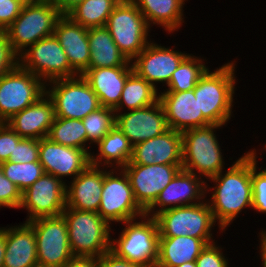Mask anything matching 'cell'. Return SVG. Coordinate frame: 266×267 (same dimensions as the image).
I'll list each match as a JSON object with an SVG mask.
<instances>
[{"label":"cell","instance_id":"49","mask_svg":"<svg viewBox=\"0 0 266 267\" xmlns=\"http://www.w3.org/2000/svg\"><path fill=\"white\" fill-rule=\"evenodd\" d=\"M23 6L38 4L44 0H16Z\"/></svg>","mask_w":266,"mask_h":267},{"label":"cell","instance_id":"9","mask_svg":"<svg viewBox=\"0 0 266 267\" xmlns=\"http://www.w3.org/2000/svg\"><path fill=\"white\" fill-rule=\"evenodd\" d=\"M49 83V84H48ZM46 83V94L54 103L55 117L82 120L101 107L99 99L82 75ZM51 83V84H50Z\"/></svg>","mask_w":266,"mask_h":267},{"label":"cell","instance_id":"36","mask_svg":"<svg viewBox=\"0 0 266 267\" xmlns=\"http://www.w3.org/2000/svg\"><path fill=\"white\" fill-rule=\"evenodd\" d=\"M82 122L87 132V143L97 144L115 126V111L101 106L83 118Z\"/></svg>","mask_w":266,"mask_h":267},{"label":"cell","instance_id":"45","mask_svg":"<svg viewBox=\"0 0 266 267\" xmlns=\"http://www.w3.org/2000/svg\"><path fill=\"white\" fill-rule=\"evenodd\" d=\"M63 267H98V258L73 256Z\"/></svg>","mask_w":266,"mask_h":267},{"label":"cell","instance_id":"44","mask_svg":"<svg viewBox=\"0 0 266 267\" xmlns=\"http://www.w3.org/2000/svg\"><path fill=\"white\" fill-rule=\"evenodd\" d=\"M98 267H142L108 251L98 258Z\"/></svg>","mask_w":266,"mask_h":267},{"label":"cell","instance_id":"34","mask_svg":"<svg viewBox=\"0 0 266 267\" xmlns=\"http://www.w3.org/2000/svg\"><path fill=\"white\" fill-rule=\"evenodd\" d=\"M188 54L173 72L168 88L164 92H184L194 89L200 77L208 67L204 59ZM204 63V64H203Z\"/></svg>","mask_w":266,"mask_h":267},{"label":"cell","instance_id":"11","mask_svg":"<svg viewBox=\"0 0 266 267\" xmlns=\"http://www.w3.org/2000/svg\"><path fill=\"white\" fill-rule=\"evenodd\" d=\"M105 170L103 190L98 214L109 224L124 223L145 215V211L136 202L129 178L121 168L120 173ZM117 174V175H116Z\"/></svg>","mask_w":266,"mask_h":267},{"label":"cell","instance_id":"35","mask_svg":"<svg viewBox=\"0 0 266 267\" xmlns=\"http://www.w3.org/2000/svg\"><path fill=\"white\" fill-rule=\"evenodd\" d=\"M0 167L4 176L13 182L22 192L45 173L39 161L31 163L5 161L0 164Z\"/></svg>","mask_w":266,"mask_h":267},{"label":"cell","instance_id":"14","mask_svg":"<svg viewBox=\"0 0 266 267\" xmlns=\"http://www.w3.org/2000/svg\"><path fill=\"white\" fill-rule=\"evenodd\" d=\"M67 183L54 175L44 173L22 192L20 208L26 209L25 222L41 217L60 216L66 208Z\"/></svg>","mask_w":266,"mask_h":267},{"label":"cell","instance_id":"28","mask_svg":"<svg viewBox=\"0 0 266 267\" xmlns=\"http://www.w3.org/2000/svg\"><path fill=\"white\" fill-rule=\"evenodd\" d=\"M89 68L132 66L115 44L106 26L88 29Z\"/></svg>","mask_w":266,"mask_h":267},{"label":"cell","instance_id":"39","mask_svg":"<svg viewBox=\"0 0 266 267\" xmlns=\"http://www.w3.org/2000/svg\"><path fill=\"white\" fill-rule=\"evenodd\" d=\"M22 200V191L7 177L4 176L0 167V208H14L20 207Z\"/></svg>","mask_w":266,"mask_h":267},{"label":"cell","instance_id":"15","mask_svg":"<svg viewBox=\"0 0 266 267\" xmlns=\"http://www.w3.org/2000/svg\"><path fill=\"white\" fill-rule=\"evenodd\" d=\"M122 169L129 178L136 202L146 211L182 169V165L127 164Z\"/></svg>","mask_w":266,"mask_h":267},{"label":"cell","instance_id":"13","mask_svg":"<svg viewBox=\"0 0 266 267\" xmlns=\"http://www.w3.org/2000/svg\"><path fill=\"white\" fill-rule=\"evenodd\" d=\"M27 223L36 236L38 267H63L73 257L62 215L41 217Z\"/></svg>","mask_w":266,"mask_h":267},{"label":"cell","instance_id":"16","mask_svg":"<svg viewBox=\"0 0 266 267\" xmlns=\"http://www.w3.org/2000/svg\"><path fill=\"white\" fill-rule=\"evenodd\" d=\"M206 184L198 175L181 169L145 211V215L155 217L168 209L201 203L206 193L211 191Z\"/></svg>","mask_w":266,"mask_h":267},{"label":"cell","instance_id":"46","mask_svg":"<svg viewBox=\"0 0 266 267\" xmlns=\"http://www.w3.org/2000/svg\"><path fill=\"white\" fill-rule=\"evenodd\" d=\"M62 15H67L73 8L85 0H52Z\"/></svg>","mask_w":266,"mask_h":267},{"label":"cell","instance_id":"48","mask_svg":"<svg viewBox=\"0 0 266 267\" xmlns=\"http://www.w3.org/2000/svg\"><path fill=\"white\" fill-rule=\"evenodd\" d=\"M260 234L261 235H259V236H261V238H259L260 239V247L259 248H261L260 249V252H261V254H260V256H261V259H262V266L263 267H266V234L264 233V231L262 230V232H260Z\"/></svg>","mask_w":266,"mask_h":267},{"label":"cell","instance_id":"26","mask_svg":"<svg viewBox=\"0 0 266 267\" xmlns=\"http://www.w3.org/2000/svg\"><path fill=\"white\" fill-rule=\"evenodd\" d=\"M3 267H38L36 236L27 223L5 228Z\"/></svg>","mask_w":266,"mask_h":267},{"label":"cell","instance_id":"2","mask_svg":"<svg viewBox=\"0 0 266 267\" xmlns=\"http://www.w3.org/2000/svg\"><path fill=\"white\" fill-rule=\"evenodd\" d=\"M235 65L232 61L214 72L207 69L193 89L199 110L210 124L225 125L231 119Z\"/></svg>","mask_w":266,"mask_h":267},{"label":"cell","instance_id":"22","mask_svg":"<svg viewBox=\"0 0 266 267\" xmlns=\"http://www.w3.org/2000/svg\"><path fill=\"white\" fill-rule=\"evenodd\" d=\"M55 118L54 103L45 93L35 103L14 114L7 122L21 138H47Z\"/></svg>","mask_w":266,"mask_h":267},{"label":"cell","instance_id":"6","mask_svg":"<svg viewBox=\"0 0 266 267\" xmlns=\"http://www.w3.org/2000/svg\"><path fill=\"white\" fill-rule=\"evenodd\" d=\"M62 16L52 0L23 6L19 16L4 30L13 50L20 55L40 39L54 35L55 25Z\"/></svg>","mask_w":266,"mask_h":267},{"label":"cell","instance_id":"41","mask_svg":"<svg viewBox=\"0 0 266 267\" xmlns=\"http://www.w3.org/2000/svg\"><path fill=\"white\" fill-rule=\"evenodd\" d=\"M222 248L215 242L207 244L196 259L197 267H229Z\"/></svg>","mask_w":266,"mask_h":267},{"label":"cell","instance_id":"7","mask_svg":"<svg viewBox=\"0 0 266 267\" xmlns=\"http://www.w3.org/2000/svg\"><path fill=\"white\" fill-rule=\"evenodd\" d=\"M106 27L115 44L129 61L138 56L150 43L151 28L131 0H121L109 15Z\"/></svg>","mask_w":266,"mask_h":267},{"label":"cell","instance_id":"17","mask_svg":"<svg viewBox=\"0 0 266 267\" xmlns=\"http://www.w3.org/2000/svg\"><path fill=\"white\" fill-rule=\"evenodd\" d=\"M115 125L132 146L159 136L169 129L159 100L148 107L115 113Z\"/></svg>","mask_w":266,"mask_h":267},{"label":"cell","instance_id":"37","mask_svg":"<svg viewBox=\"0 0 266 267\" xmlns=\"http://www.w3.org/2000/svg\"><path fill=\"white\" fill-rule=\"evenodd\" d=\"M251 150V181L253 191L252 209L266 214V168L257 171V154Z\"/></svg>","mask_w":266,"mask_h":267},{"label":"cell","instance_id":"12","mask_svg":"<svg viewBox=\"0 0 266 267\" xmlns=\"http://www.w3.org/2000/svg\"><path fill=\"white\" fill-rule=\"evenodd\" d=\"M45 93L46 84L18 65L0 79V122H7Z\"/></svg>","mask_w":266,"mask_h":267},{"label":"cell","instance_id":"32","mask_svg":"<svg viewBox=\"0 0 266 267\" xmlns=\"http://www.w3.org/2000/svg\"><path fill=\"white\" fill-rule=\"evenodd\" d=\"M120 1L85 0L73 8L67 16L87 29L106 26L109 15Z\"/></svg>","mask_w":266,"mask_h":267},{"label":"cell","instance_id":"18","mask_svg":"<svg viewBox=\"0 0 266 267\" xmlns=\"http://www.w3.org/2000/svg\"><path fill=\"white\" fill-rule=\"evenodd\" d=\"M187 55L150 40L145 49L131 61V65L138 76L157 89V82L169 84L173 72Z\"/></svg>","mask_w":266,"mask_h":267},{"label":"cell","instance_id":"19","mask_svg":"<svg viewBox=\"0 0 266 267\" xmlns=\"http://www.w3.org/2000/svg\"><path fill=\"white\" fill-rule=\"evenodd\" d=\"M39 162L45 173L61 180L68 176L74 179L90 165V154L80 148L54 143L47 137L39 140Z\"/></svg>","mask_w":266,"mask_h":267},{"label":"cell","instance_id":"1","mask_svg":"<svg viewBox=\"0 0 266 267\" xmlns=\"http://www.w3.org/2000/svg\"><path fill=\"white\" fill-rule=\"evenodd\" d=\"M245 153L225 174L221 171L209 179L215 184L208 204L221 232L233 223L243 208H252L251 151Z\"/></svg>","mask_w":266,"mask_h":267},{"label":"cell","instance_id":"20","mask_svg":"<svg viewBox=\"0 0 266 267\" xmlns=\"http://www.w3.org/2000/svg\"><path fill=\"white\" fill-rule=\"evenodd\" d=\"M128 164L182 165V134L168 129L163 134L133 146Z\"/></svg>","mask_w":266,"mask_h":267},{"label":"cell","instance_id":"10","mask_svg":"<svg viewBox=\"0 0 266 267\" xmlns=\"http://www.w3.org/2000/svg\"><path fill=\"white\" fill-rule=\"evenodd\" d=\"M19 65L47 82L79 75L55 35L40 39L19 55Z\"/></svg>","mask_w":266,"mask_h":267},{"label":"cell","instance_id":"24","mask_svg":"<svg viewBox=\"0 0 266 267\" xmlns=\"http://www.w3.org/2000/svg\"><path fill=\"white\" fill-rule=\"evenodd\" d=\"M54 35L64 49L70 66L82 75L89 69L90 62L88 29L75 23L69 16L62 15L55 25Z\"/></svg>","mask_w":266,"mask_h":267},{"label":"cell","instance_id":"47","mask_svg":"<svg viewBox=\"0 0 266 267\" xmlns=\"http://www.w3.org/2000/svg\"><path fill=\"white\" fill-rule=\"evenodd\" d=\"M5 245H6V237H5V227L0 228V267L4 266V255H5Z\"/></svg>","mask_w":266,"mask_h":267},{"label":"cell","instance_id":"30","mask_svg":"<svg viewBox=\"0 0 266 267\" xmlns=\"http://www.w3.org/2000/svg\"><path fill=\"white\" fill-rule=\"evenodd\" d=\"M143 14L148 25L165 27L169 33L178 31L184 22L183 5L186 0H131ZM177 29V30H176Z\"/></svg>","mask_w":266,"mask_h":267},{"label":"cell","instance_id":"25","mask_svg":"<svg viewBox=\"0 0 266 267\" xmlns=\"http://www.w3.org/2000/svg\"><path fill=\"white\" fill-rule=\"evenodd\" d=\"M133 72L132 66L89 68L82 76L95 92L101 106L115 108L127 77Z\"/></svg>","mask_w":266,"mask_h":267},{"label":"cell","instance_id":"31","mask_svg":"<svg viewBox=\"0 0 266 267\" xmlns=\"http://www.w3.org/2000/svg\"><path fill=\"white\" fill-rule=\"evenodd\" d=\"M157 90L133 71L127 77L120 102L114 108L115 113H121L124 107H127V111H129L148 107L156 103L159 100V92Z\"/></svg>","mask_w":266,"mask_h":267},{"label":"cell","instance_id":"33","mask_svg":"<svg viewBox=\"0 0 266 267\" xmlns=\"http://www.w3.org/2000/svg\"><path fill=\"white\" fill-rule=\"evenodd\" d=\"M48 138L54 143L80 148L91 154L90 144L86 145L87 132L82 120L55 117Z\"/></svg>","mask_w":266,"mask_h":267},{"label":"cell","instance_id":"8","mask_svg":"<svg viewBox=\"0 0 266 267\" xmlns=\"http://www.w3.org/2000/svg\"><path fill=\"white\" fill-rule=\"evenodd\" d=\"M159 237L190 236L201 240H212L215 220L205 200L158 213L155 217Z\"/></svg>","mask_w":266,"mask_h":267},{"label":"cell","instance_id":"5","mask_svg":"<svg viewBox=\"0 0 266 267\" xmlns=\"http://www.w3.org/2000/svg\"><path fill=\"white\" fill-rule=\"evenodd\" d=\"M124 222L126 226L119 238L111 239L110 251L117 257L140 265L155 267L158 258V225L154 217L143 215ZM143 219V220H142Z\"/></svg>","mask_w":266,"mask_h":267},{"label":"cell","instance_id":"29","mask_svg":"<svg viewBox=\"0 0 266 267\" xmlns=\"http://www.w3.org/2000/svg\"><path fill=\"white\" fill-rule=\"evenodd\" d=\"M97 146L98 155L90 154V164L93 166L112 168L115 164V169L118 167L121 169L131 160L133 146L116 125L97 143Z\"/></svg>","mask_w":266,"mask_h":267},{"label":"cell","instance_id":"38","mask_svg":"<svg viewBox=\"0 0 266 267\" xmlns=\"http://www.w3.org/2000/svg\"><path fill=\"white\" fill-rule=\"evenodd\" d=\"M9 161L13 163L39 161V140L22 138L11 153Z\"/></svg>","mask_w":266,"mask_h":267},{"label":"cell","instance_id":"23","mask_svg":"<svg viewBox=\"0 0 266 267\" xmlns=\"http://www.w3.org/2000/svg\"><path fill=\"white\" fill-rule=\"evenodd\" d=\"M104 169L90 164L70 182L71 185H66V208L98 212L105 176Z\"/></svg>","mask_w":266,"mask_h":267},{"label":"cell","instance_id":"50","mask_svg":"<svg viewBox=\"0 0 266 267\" xmlns=\"http://www.w3.org/2000/svg\"><path fill=\"white\" fill-rule=\"evenodd\" d=\"M177 267H197L196 261L194 262H185Z\"/></svg>","mask_w":266,"mask_h":267},{"label":"cell","instance_id":"40","mask_svg":"<svg viewBox=\"0 0 266 267\" xmlns=\"http://www.w3.org/2000/svg\"><path fill=\"white\" fill-rule=\"evenodd\" d=\"M19 65V55L13 50L7 34L0 33V79Z\"/></svg>","mask_w":266,"mask_h":267},{"label":"cell","instance_id":"43","mask_svg":"<svg viewBox=\"0 0 266 267\" xmlns=\"http://www.w3.org/2000/svg\"><path fill=\"white\" fill-rule=\"evenodd\" d=\"M23 5L16 0L0 1V27L5 30L19 16Z\"/></svg>","mask_w":266,"mask_h":267},{"label":"cell","instance_id":"27","mask_svg":"<svg viewBox=\"0 0 266 267\" xmlns=\"http://www.w3.org/2000/svg\"><path fill=\"white\" fill-rule=\"evenodd\" d=\"M213 240H201L190 236L159 237L158 258L155 267H177L196 261L207 244Z\"/></svg>","mask_w":266,"mask_h":267},{"label":"cell","instance_id":"42","mask_svg":"<svg viewBox=\"0 0 266 267\" xmlns=\"http://www.w3.org/2000/svg\"><path fill=\"white\" fill-rule=\"evenodd\" d=\"M22 138L5 122H0V164L9 161L11 153Z\"/></svg>","mask_w":266,"mask_h":267},{"label":"cell","instance_id":"21","mask_svg":"<svg viewBox=\"0 0 266 267\" xmlns=\"http://www.w3.org/2000/svg\"><path fill=\"white\" fill-rule=\"evenodd\" d=\"M159 101L170 129L183 132L210 125L199 110L193 89L184 92H161Z\"/></svg>","mask_w":266,"mask_h":267},{"label":"cell","instance_id":"3","mask_svg":"<svg viewBox=\"0 0 266 267\" xmlns=\"http://www.w3.org/2000/svg\"><path fill=\"white\" fill-rule=\"evenodd\" d=\"M61 215L67 224L73 256L99 258L110 251L112 229L98 213L65 208Z\"/></svg>","mask_w":266,"mask_h":267},{"label":"cell","instance_id":"4","mask_svg":"<svg viewBox=\"0 0 266 267\" xmlns=\"http://www.w3.org/2000/svg\"><path fill=\"white\" fill-rule=\"evenodd\" d=\"M223 125L210 124L187 129L182 134V169L210 179L224 168V157L216 130Z\"/></svg>","mask_w":266,"mask_h":267}]
</instances>
